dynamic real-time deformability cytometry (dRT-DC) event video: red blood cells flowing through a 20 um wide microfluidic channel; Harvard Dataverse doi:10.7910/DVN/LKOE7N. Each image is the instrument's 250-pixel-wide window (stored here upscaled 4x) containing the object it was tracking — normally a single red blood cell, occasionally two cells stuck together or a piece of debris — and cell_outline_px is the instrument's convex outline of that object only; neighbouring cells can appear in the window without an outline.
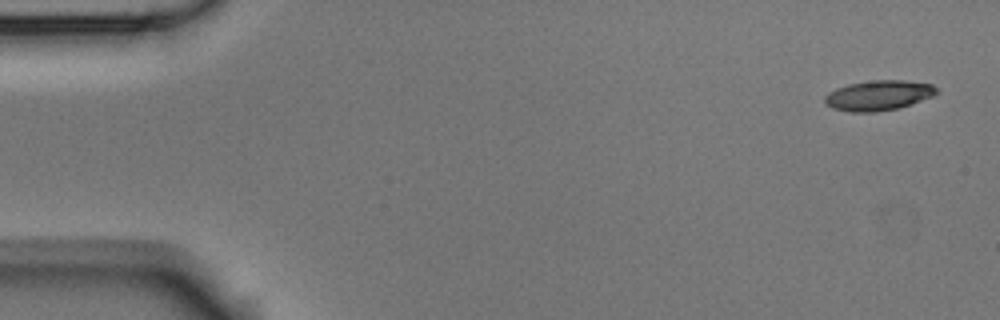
{"species": "Egyptian fruit bat (a non-hibernating species)", "species_latin": "Rousettus aegyptiacus", "temperature_condition": "room temperature", "stored_images_in_passage": 6, "segment_of_instrument_passage": [2, 2], "camera_frame_rate_fps": 3000, "um_per_image_px": 0.085, "animal": {"sex": "male"}, "frame": {"image": 1, "passage_image": 6, "time_ms": 1.667, "image_size_px": [1000, 320], "cell_outline_px": [[940, 92], [932, 96], [900, 108], [876, 112], [852, 112], [832, 108], [824, 104], [824, 96], [828, 92], [836, 88], [848, 84], [876, 80], [904, 80], [932, 84]], "centroid_in_image_um": [74.65, 8.11], "position_along_channel_um": 10.3, "area_um2": 19.71}}